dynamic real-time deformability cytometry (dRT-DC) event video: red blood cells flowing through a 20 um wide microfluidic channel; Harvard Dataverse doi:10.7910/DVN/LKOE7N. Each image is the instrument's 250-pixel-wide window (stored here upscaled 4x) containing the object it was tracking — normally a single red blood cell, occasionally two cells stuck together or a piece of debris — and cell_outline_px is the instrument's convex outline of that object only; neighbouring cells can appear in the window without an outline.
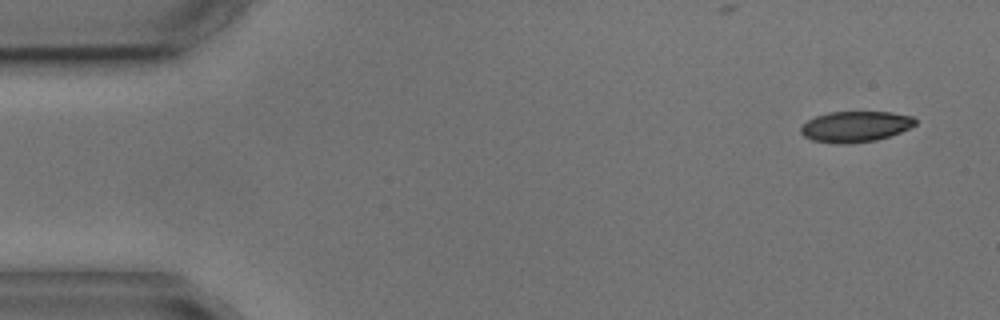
{"species": "common noctule bat (a hibernating species)", "species_latin": "Nyctalus noctula", "temperature_condition": "cold", "stored_images_in_passage": 4, "camera_frame_rate_fps": 3000, "um_per_image_px": 0.085, "animal": {"sex": "male", "body_mass_g": 17.9, "forearm_length_mm": 54.2}, "frame": {"image": 1, "passage_image": 1, "time_ms": 0.0, "image_size_px": [1000, 320], "cell_outline_px": [[916, 124], [900, 132], [876, 140], [848, 144], [836, 144], [812, 140], [804, 136], [800, 132], [800, 128], [808, 120], [816, 116], [828, 112], [892, 112], [912, 116], [916, 120]], "centroid_in_image_um": [72.69, 10.76], "position_along_channel_um": 12.3, "area_um2": 20.52}}
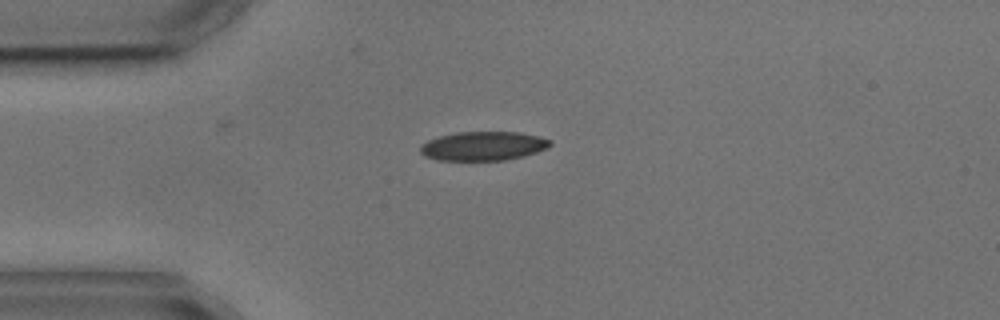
{"frame": {"image": 2, "passage_image": 3, "time_ms": 3.333, "image_size_px": [1000, 320], "cell_outline_px": [[552, 144], [536, 152], [524, 156], [504, 160], [436, 160], [424, 156], [420, 152], [420, 144], [428, 140], [440, 136], [456, 132], [520, 132], [540, 136], [552, 140]], "centroid_in_image_um": [41.06, 12.41], "position_along_channel_um": 43.9, "area_um2": 22.02}}
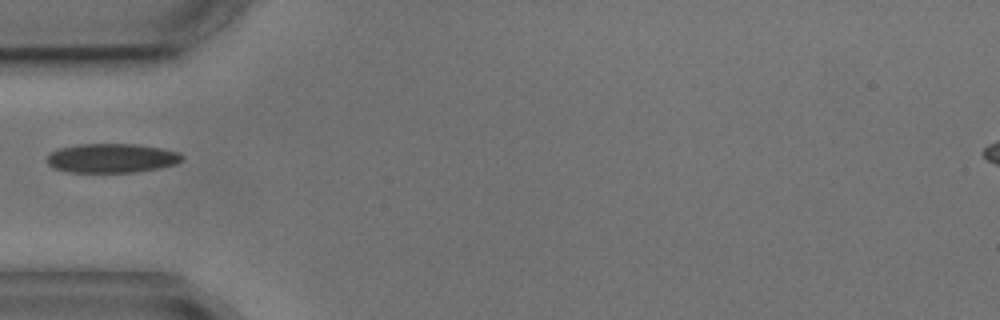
{"frame": {"image": 3, "passage_image": 4, "time_ms": 4.667, "image_size_px": [1000, 320], "cell_outline_px": [[184, 160], [176, 164], [136, 172], [68, 172], [52, 168], [48, 164], [48, 156], [52, 152], [60, 148], [80, 144], [136, 144], [160, 148], [180, 152], [184, 156]], "centroid_in_image_um": [9.52, 13.44], "position_along_channel_um": 75.5, "area_um2": 22.95}}